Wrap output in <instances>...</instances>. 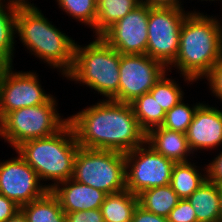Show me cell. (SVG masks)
Instances as JSON below:
<instances>
[{"label":"cell","instance_id":"obj_38","mask_svg":"<svg viewBox=\"0 0 222 222\" xmlns=\"http://www.w3.org/2000/svg\"><path fill=\"white\" fill-rule=\"evenodd\" d=\"M96 4H99L102 0H93Z\"/></svg>","mask_w":222,"mask_h":222},{"label":"cell","instance_id":"obj_11","mask_svg":"<svg viewBox=\"0 0 222 222\" xmlns=\"http://www.w3.org/2000/svg\"><path fill=\"white\" fill-rule=\"evenodd\" d=\"M166 71L161 62L146 54H120L118 102L131 103L150 92Z\"/></svg>","mask_w":222,"mask_h":222},{"label":"cell","instance_id":"obj_21","mask_svg":"<svg viewBox=\"0 0 222 222\" xmlns=\"http://www.w3.org/2000/svg\"><path fill=\"white\" fill-rule=\"evenodd\" d=\"M27 222H66L58 198L48 190L41 198L20 207Z\"/></svg>","mask_w":222,"mask_h":222},{"label":"cell","instance_id":"obj_35","mask_svg":"<svg viewBox=\"0 0 222 222\" xmlns=\"http://www.w3.org/2000/svg\"><path fill=\"white\" fill-rule=\"evenodd\" d=\"M5 222H27V219L20 209L17 213H15L13 216H11Z\"/></svg>","mask_w":222,"mask_h":222},{"label":"cell","instance_id":"obj_18","mask_svg":"<svg viewBox=\"0 0 222 222\" xmlns=\"http://www.w3.org/2000/svg\"><path fill=\"white\" fill-rule=\"evenodd\" d=\"M187 199L195 210L197 222H220L218 185L206 180Z\"/></svg>","mask_w":222,"mask_h":222},{"label":"cell","instance_id":"obj_33","mask_svg":"<svg viewBox=\"0 0 222 222\" xmlns=\"http://www.w3.org/2000/svg\"><path fill=\"white\" fill-rule=\"evenodd\" d=\"M132 222H168V219L149 212L138 204L134 211Z\"/></svg>","mask_w":222,"mask_h":222},{"label":"cell","instance_id":"obj_23","mask_svg":"<svg viewBox=\"0 0 222 222\" xmlns=\"http://www.w3.org/2000/svg\"><path fill=\"white\" fill-rule=\"evenodd\" d=\"M139 205L156 215L168 217L180 201L170 184L142 191L138 195Z\"/></svg>","mask_w":222,"mask_h":222},{"label":"cell","instance_id":"obj_1","mask_svg":"<svg viewBox=\"0 0 222 222\" xmlns=\"http://www.w3.org/2000/svg\"><path fill=\"white\" fill-rule=\"evenodd\" d=\"M68 118L83 148L127 153L145 143L130 103L103 98Z\"/></svg>","mask_w":222,"mask_h":222},{"label":"cell","instance_id":"obj_8","mask_svg":"<svg viewBox=\"0 0 222 222\" xmlns=\"http://www.w3.org/2000/svg\"><path fill=\"white\" fill-rule=\"evenodd\" d=\"M190 12L149 6L146 55L168 68L177 57L181 26Z\"/></svg>","mask_w":222,"mask_h":222},{"label":"cell","instance_id":"obj_34","mask_svg":"<svg viewBox=\"0 0 222 222\" xmlns=\"http://www.w3.org/2000/svg\"><path fill=\"white\" fill-rule=\"evenodd\" d=\"M143 3L150 7L175 8L185 10L181 0H142ZM182 3V4H181Z\"/></svg>","mask_w":222,"mask_h":222},{"label":"cell","instance_id":"obj_15","mask_svg":"<svg viewBox=\"0 0 222 222\" xmlns=\"http://www.w3.org/2000/svg\"><path fill=\"white\" fill-rule=\"evenodd\" d=\"M64 213L100 209L106 193L74 179L65 180L51 189Z\"/></svg>","mask_w":222,"mask_h":222},{"label":"cell","instance_id":"obj_5","mask_svg":"<svg viewBox=\"0 0 222 222\" xmlns=\"http://www.w3.org/2000/svg\"><path fill=\"white\" fill-rule=\"evenodd\" d=\"M94 38L86 46L76 42L74 64L65 77L118 102L120 53L101 36Z\"/></svg>","mask_w":222,"mask_h":222},{"label":"cell","instance_id":"obj_26","mask_svg":"<svg viewBox=\"0 0 222 222\" xmlns=\"http://www.w3.org/2000/svg\"><path fill=\"white\" fill-rule=\"evenodd\" d=\"M59 8L79 23L93 29L97 17V4L93 0H56Z\"/></svg>","mask_w":222,"mask_h":222},{"label":"cell","instance_id":"obj_9","mask_svg":"<svg viewBox=\"0 0 222 222\" xmlns=\"http://www.w3.org/2000/svg\"><path fill=\"white\" fill-rule=\"evenodd\" d=\"M174 164L145 142L125 153L126 190L138 196L147 189L170 184Z\"/></svg>","mask_w":222,"mask_h":222},{"label":"cell","instance_id":"obj_3","mask_svg":"<svg viewBox=\"0 0 222 222\" xmlns=\"http://www.w3.org/2000/svg\"><path fill=\"white\" fill-rule=\"evenodd\" d=\"M32 3L18 5L16 32L19 40L39 60L58 69L65 77L74 64L76 42L63 33Z\"/></svg>","mask_w":222,"mask_h":222},{"label":"cell","instance_id":"obj_12","mask_svg":"<svg viewBox=\"0 0 222 222\" xmlns=\"http://www.w3.org/2000/svg\"><path fill=\"white\" fill-rule=\"evenodd\" d=\"M17 154L0 162V194L21 207L41 198L48 189L47 184L41 183L35 170Z\"/></svg>","mask_w":222,"mask_h":222},{"label":"cell","instance_id":"obj_10","mask_svg":"<svg viewBox=\"0 0 222 222\" xmlns=\"http://www.w3.org/2000/svg\"><path fill=\"white\" fill-rule=\"evenodd\" d=\"M13 69V65L0 69V120L9 112L47 103L53 97L42 88L36 72Z\"/></svg>","mask_w":222,"mask_h":222},{"label":"cell","instance_id":"obj_32","mask_svg":"<svg viewBox=\"0 0 222 222\" xmlns=\"http://www.w3.org/2000/svg\"><path fill=\"white\" fill-rule=\"evenodd\" d=\"M19 210L20 207L13 200L0 194V222H5Z\"/></svg>","mask_w":222,"mask_h":222},{"label":"cell","instance_id":"obj_28","mask_svg":"<svg viewBox=\"0 0 222 222\" xmlns=\"http://www.w3.org/2000/svg\"><path fill=\"white\" fill-rule=\"evenodd\" d=\"M168 222H197L195 210L188 199H180L178 204L169 213Z\"/></svg>","mask_w":222,"mask_h":222},{"label":"cell","instance_id":"obj_37","mask_svg":"<svg viewBox=\"0 0 222 222\" xmlns=\"http://www.w3.org/2000/svg\"><path fill=\"white\" fill-rule=\"evenodd\" d=\"M8 1L18 5H31V2H29L28 0H8Z\"/></svg>","mask_w":222,"mask_h":222},{"label":"cell","instance_id":"obj_4","mask_svg":"<svg viewBox=\"0 0 222 222\" xmlns=\"http://www.w3.org/2000/svg\"><path fill=\"white\" fill-rule=\"evenodd\" d=\"M79 148L73 127L68 122L56 134L25 141L15 151L35 170L40 181L53 182L47 185V189L51 190L72 178Z\"/></svg>","mask_w":222,"mask_h":222},{"label":"cell","instance_id":"obj_2","mask_svg":"<svg viewBox=\"0 0 222 222\" xmlns=\"http://www.w3.org/2000/svg\"><path fill=\"white\" fill-rule=\"evenodd\" d=\"M193 11L182 23L179 51L167 68L171 72L175 67L187 84L205 79L222 58V20Z\"/></svg>","mask_w":222,"mask_h":222},{"label":"cell","instance_id":"obj_24","mask_svg":"<svg viewBox=\"0 0 222 222\" xmlns=\"http://www.w3.org/2000/svg\"><path fill=\"white\" fill-rule=\"evenodd\" d=\"M130 105L140 128L145 133L162 125L166 111L149 92L135 98Z\"/></svg>","mask_w":222,"mask_h":222},{"label":"cell","instance_id":"obj_27","mask_svg":"<svg viewBox=\"0 0 222 222\" xmlns=\"http://www.w3.org/2000/svg\"><path fill=\"white\" fill-rule=\"evenodd\" d=\"M183 100L184 99L166 112L161 127L186 133L190 123L192 122L195 111L202 103L196 102V104L191 107L188 103H184Z\"/></svg>","mask_w":222,"mask_h":222},{"label":"cell","instance_id":"obj_7","mask_svg":"<svg viewBox=\"0 0 222 222\" xmlns=\"http://www.w3.org/2000/svg\"><path fill=\"white\" fill-rule=\"evenodd\" d=\"M72 179L107 195L124 191L125 153L80 147L75 156Z\"/></svg>","mask_w":222,"mask_h":222},{"label":"cell","instance_id":"obj_6","mask_svg":"<svg viewBox=\"0 0 222 222\" xmlns=\"http://www.w3.org/2000/svg\"><path fill=\"white\" fill-rule=\"evenodd\" d=\"M56 100L53 96L47 103L7 113L0 120V138L15 150L25 141L56 134L69 122L58 113Z\"/></svg>","mask_w":222,"mask_h":222},{"label":"cell","instance_id":"obj_25","mask_svg":"<svg viewBox=\"0 0 222 222\" xmlns=\"http://www.w3.org/2000/svg\"><path fill=\"white\" fill-rule=\"evenodd\" d=\"M167 73L168 71L160 77L149 92L166 112L184 99L185 94L179 83L172 77L168 78L170 75Z\"/></svg>","mask_w":222,"mask_h":222},{"label":"cell","instance_id":"obj_22","mask_svg":"<svg viewBox=\"0 0 222 222\" xmlns=\"http://www.w3.org/2000/svg\"><path fill=\"white\" fill-rule=\"evenodd\" d=\"M142 0H102L97 4L94 36H101L115 22L134 10Z\"/></svg>","mask_w":222,"mask_h":222},{"label":"cell","instance_id":"obj_29","mask_svg":"<svg viewBox=\"0 0 222 222\" xmlns=\"http://www.w3.org/2000/svg\"><path fill=\"white\" fill-rule=\"evenodd\" d=\"M213 96L222 103V58L214 65L211 73L205 78Z\"/></svg>","mask_w":222,"mask_h":222},{"label":"cell","instance_id":"obj_16","mask_svg":"<svg viewBox=\"0 0 222 222\" xmlns=\"http://www.w3.org/2000/svg\"><path fill=\"white\" fill-rule=\"evenodd\" d=\"M145 142L155 152L173 160L175 163L188 162L192 160L190 156H194L189 149L186 134L183 132L161 126L155 127L146 133Z\"/></svg>","mask_w":222,"mask_h":222},{"label":"cell","instance_id":"obj_31","mask_svg":"<svg viewBox=\"0 0 222 222\" xmlns=\"http://www.w3.org/2000/svg\"><path fill=\"white\" fill-rule=\"evenodd\" d=\"M205 167L207 168V180L218 186L222 185V151Z\"/></svg>","mask_w":222,"mask_h":222},{"label":"cell","instance_id":"obj_17","mask_svg":"<svg viewBox=\"0 0 222 222\" xmlns=\"http://www.w3.org/2000/svg\"><path fill=\"white\" fill-rule=\"evenodd\" d=\"M199 168L191 161L174 164L170 186L180 199H187L206 182L207 168L204 167V173Z\"/></svg>","mask_w":222,"mask_h":222},{"label":"cell","instance_id":"obj_14","mask_svg":"<svg viewBox=\"0 0 222 222\" xmlns=\"http://www.w3.org/2000/svg\"><path fill=\"white\" fill-rule=\"evenodd\" d=\"M186 138L189 149L194 154L202 149L208 151L222 145V110L202 103L193 116Z\"/></svg>","mask_w":222,"mask_h":222},{"label":"cell","instance_id":"obj_20","mask_svg":"<svg viewBox=\"0 0 222 222\" xmlns=\"http://www.w3.org/2000/svg\"><path fill=\"white\" fill-rule=\"evenodd\" d=\"M138 204V196L124 190L106 195L100 210L104 222H132Z\"/></svg>","mask_w":222,"mask_h":222},{"label":"cell","instance_id":"obj_36","mask_svg":"<svg viewBox=\"0 0 222 222\" xmlns=\"http://www.w3.org/2000/svg\"><path fill=\"white\" fill-rule=\"evenodd\" d=\"M219 198H220V222H222V185L218 186Z\"/></svg>","mask_w":222,"mask_h":222},{"label":"cell","instance_id":"obj_39","mask_svg":"<svg viewBox=\"0 0 222 222\" xmlns=\"http://www.w3.org/2000/svg\"><path fill=\"white\" fill-rule=\"evenodd\" d=\"M201 1H214L215 2V0H201ZM216 1H218V0H216ZM220 2H222L221 0H219Z\"/></svg>","mask_w":222,"mask_h":222},{"label":"cell","instance_id":"obj_30","mask_svg":"<svg viewBox=\"0 0 222 222\" xmlns=\"http://www.w3.org/2000/svg\"><path fill=\"white\" fill-rule=\"evenodd\" d=\"M65 214L66 222H104L100 209H91Z\"/></svg>","mask_w":222,"mask_h":222},{"label":"cell","instance_id":"obj_19","mask_svg":"<svg viewBox=\"0 0 222 222\" xmlns=\"http://www.w3.org/2000/svg\"><path fill=\"white\" fill-rule=\"evenodd\" d=\"M6 1L0 2V62L13 65L18 4Z\"/></svg>","mask_w":222,"mask_h":222},{"label":"cell","instance_id":"obj_13","mask_svg":"<svg viewBox=\"0 0 222 222\" xmlns=\"http://www.w3.org/2000/svg\"><path fill=\"white\" fill-rule=\"evenodd\" d=\"M149 5L141 3L101 37L120 54H146Z\"/></svg>","mask_w":222,"mask_h":222}]
</instances>
